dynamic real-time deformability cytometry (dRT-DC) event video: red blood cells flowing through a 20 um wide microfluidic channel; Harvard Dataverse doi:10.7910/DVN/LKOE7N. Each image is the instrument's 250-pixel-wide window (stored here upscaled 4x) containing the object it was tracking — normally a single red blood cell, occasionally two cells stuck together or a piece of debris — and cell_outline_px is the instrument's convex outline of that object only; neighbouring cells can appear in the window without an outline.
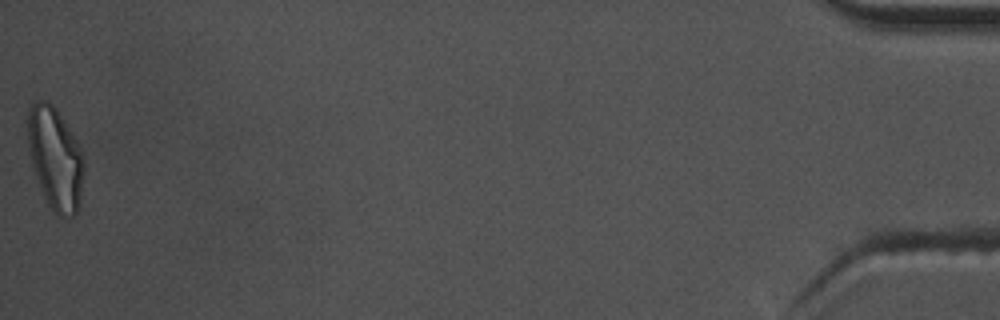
{"species": "common noctule bat (a hibernating species)", "species_latin": "Nyctalus noctula", "temperature_condition": "warm", "stored_images_in_passage": 49, "camera_frame_rate_fps": 3000, "um_per_image_px": 0.085, "animal": {"sex": "male", "body_mass_g": 17.5, "forearm_length_mm": 52.3}, "frame": {"image": 1, "passage_image": 49, "time_ms": 16.0, "image_size_px": [1000, 320], "cell_outline_px": [[84, 172], [80, 196], [76, 212], [72, 216], [60, 216], [48, 204], [44, 196], [36, 176], [32, 164], [28, 144], [28, 108], [36, 100], [48, 100], [56, 108], [64, 120], [76, 140], [80, 148], [84, 160]], "centroid_in_image_um": [4.69, 13.41], "position_along_channel_um": 430.5, "area_um2": 33.06}, "authors_computed_cell_mechanics": {"area_um2": 22.542, "velocity_mm_per_s": 3.7176, "shape_relaxation_time_tau1_ms": null, "shape_relaxation_time_tau2_ms": 2.2986, "deformation_change_tau1": null, "deformation_change_tau2": 0.1068}}